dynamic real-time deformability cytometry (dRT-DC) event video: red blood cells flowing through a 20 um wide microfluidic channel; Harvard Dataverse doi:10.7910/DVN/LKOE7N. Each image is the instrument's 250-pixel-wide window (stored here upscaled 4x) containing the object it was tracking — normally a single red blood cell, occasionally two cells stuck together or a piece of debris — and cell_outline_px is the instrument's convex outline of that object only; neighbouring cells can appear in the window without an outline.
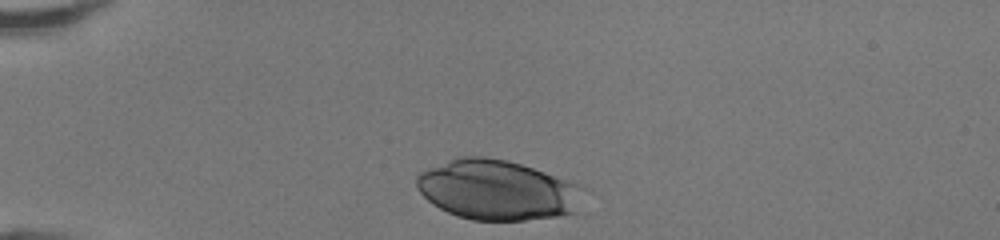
{"species": "human", "species_latin": "Homo sapiens", "temperature_condition": "room temperature", "stored_images_in_passage": 29, "camera_frame_rate_fps": 3000, "um_per_image_px": 0.085, "donor": {"sex": "female"}, "frame": {"image": 1, "passage_image": 1, "time_ms": 0.0, "image_size_px": [1000, 240], "cell_outline_px": [[592, 192], [576, 212], [556, 216], [524, 220], [472, 220], [456, 216], [432, 204], [416, 188], [416, 176], [420, 172], [456, 156], [484, 156], [508, 160], [580, 184], [588, 188]], "centroid_in_image_um": [42.36, 16.15], "position_along_channel_um": 42.6, "area_um2": 59.25}}